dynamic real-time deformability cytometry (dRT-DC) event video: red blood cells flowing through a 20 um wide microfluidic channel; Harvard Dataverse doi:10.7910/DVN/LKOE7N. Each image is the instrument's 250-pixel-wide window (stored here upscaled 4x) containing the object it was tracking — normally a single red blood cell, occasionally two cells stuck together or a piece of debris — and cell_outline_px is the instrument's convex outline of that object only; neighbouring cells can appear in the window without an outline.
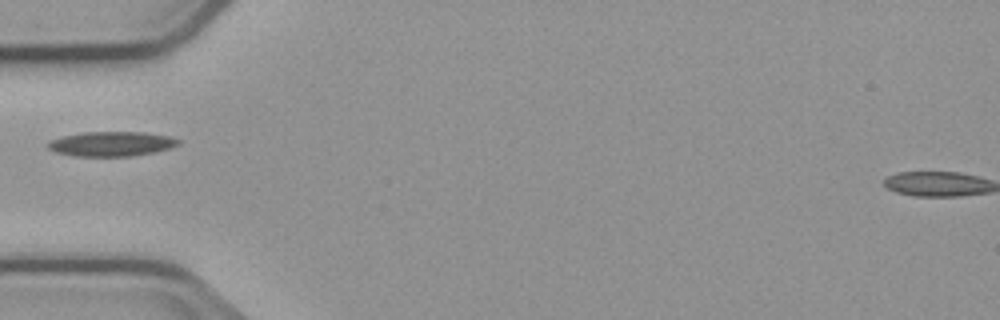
{"species": "common noctule bat (a hibernating species)", "species_latin": "Nyctalus noctula", "temperature_condition": "cold", "stored_images_in_passage": 2, "camera_frame_rate_fps": 3000, "um_per_image_px": 0.085, "animal": {"sex": "male", "body_mass_g": 23.1, "forearm_length_mm": 52.7}, "frame": {"image": 1, "passage_image": 1, "time_ms": 0.0, "image_size_px": [1000, 320], "cell_outline_px": [[180, 144], [172, 148], [132, 156], [76, 156], [56, 152], [48, 148], [48, 144], [52, 140], [64, 136], [84, 132], [144, 132], [172, 136], [180, 140]], "centroid_in_image_um": [9.54, 12.22], "position_along_channel_um": 75.5, "area_um2": 18.67}}
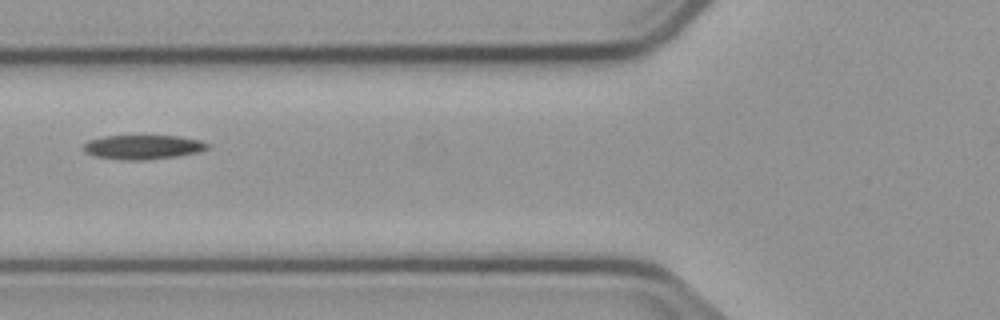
{"frame": {"image": 2, "passage_image": 2, "time_ms": 1.0, "image_size_px": [1000, 320], "cell_outline_px": [[208, 148], [200, 152], [176, 156], [144, 160], [128, 160], [96, 156], [84, 152], [84, 144], [88, 140], [104, 136], [180, 136], [200, 140], [208, 144]], "centroid_in_image_um": [12.16, 12.49], "position_along_channel_um": 113.6, "area_um2": 17.4}}